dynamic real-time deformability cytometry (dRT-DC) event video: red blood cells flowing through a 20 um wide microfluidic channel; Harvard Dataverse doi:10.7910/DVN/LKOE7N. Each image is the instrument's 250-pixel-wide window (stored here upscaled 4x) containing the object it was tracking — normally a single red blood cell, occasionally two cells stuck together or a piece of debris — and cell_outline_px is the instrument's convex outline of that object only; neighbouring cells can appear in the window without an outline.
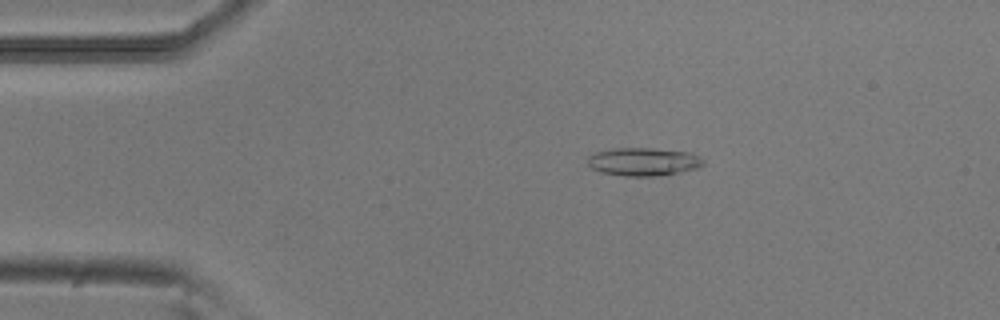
{"species": "common noctule bat (a hibernating species)", "species_latin": "Nyctalus noctula", "temperature_condition": "room temperature", "stored_images_in_passage": 50, "camera_frame_rate_fps": 3000, "um_per_image_px": 0.085, "animal": {"sex": "male", "body_mass_g": 20.5, "forearm_length_mm": 52.5}, "frame": {"image": 1, "passage_image": 8, "time_ms": 2.333, "image_size_px": [1000, 320], "cell_outline_px": [[704, 164], [700, 168], [680, 172], [656, 176], [624, 176], [600, 172], [592, 168], [588, 164], [588, 156], [596, 152], [616, 148], [652, 148], [688, 152], [700, 156], [704, 160]], "centroid_in_image_um": [54.72, 13.75], "position_along_channel_um": 30.3, "area_um2": 19.02}}
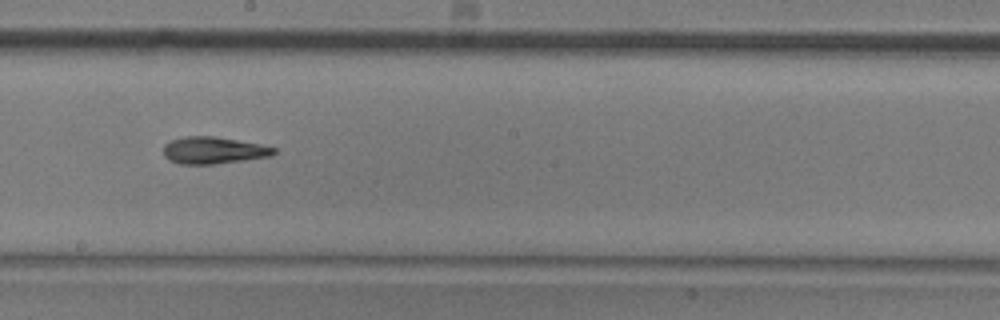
{"frame": {"image": 2, "passage_image": 27, "time_ms": 8.667, "image_size_px": [1000, 320], "cell_outline_px": [[276, 152], [272, 156], [216, 164], [180, 164], [168, 160], [164, 156], [164, 144], [172, 140], [184, 136], [212, 136], [260, 144], [276, 148]], "centroid_in_image_um": [18.13, 12.78], "position_along_channel_um": 230.1, "area_um2": 17.34}}
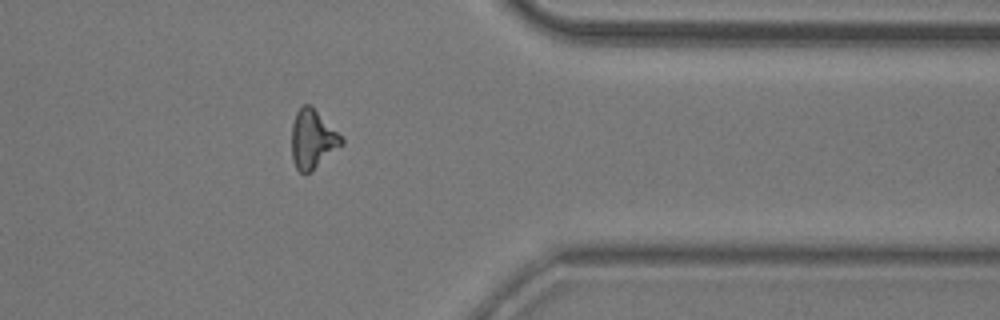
{"frame": {"image": 3, "passage_image": 40, "time_ms": 13.0, "image_size_px": [1000, 320], "cell_outline_px": [[344, 144], [312, 172], [304, 176], [296, 168], [292, 160], [292, 124], [296, 112], [304, 104], [308, 104], [344, 140]], "centroid_in_image_um": [26.55, 11.92], "position_along_channel_um": 384.9, "area_um2": 16.88}, "authors_computed_cell_mechanics": {"area_um2": 17.3111, "velocity_mm_per_s": 3.892, "shape_relaxation_time_tau1_ms": 5.2952, "shape_relaxation_time_tau2_ms": 5.7593, "deformation_change_tau1": 0.1866, "deformation_change_tau2": 0.1755}}